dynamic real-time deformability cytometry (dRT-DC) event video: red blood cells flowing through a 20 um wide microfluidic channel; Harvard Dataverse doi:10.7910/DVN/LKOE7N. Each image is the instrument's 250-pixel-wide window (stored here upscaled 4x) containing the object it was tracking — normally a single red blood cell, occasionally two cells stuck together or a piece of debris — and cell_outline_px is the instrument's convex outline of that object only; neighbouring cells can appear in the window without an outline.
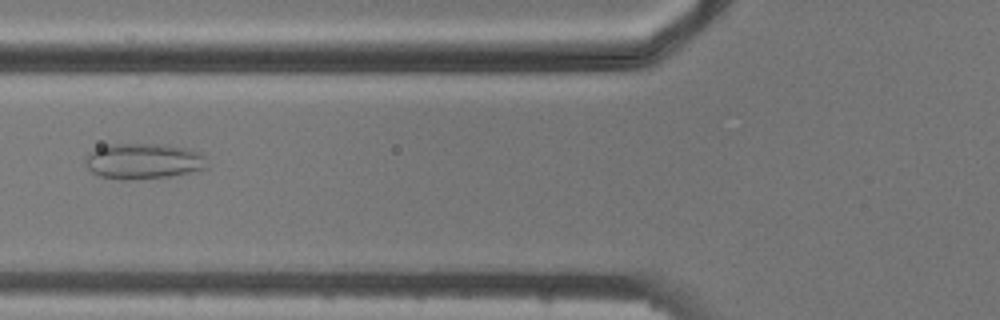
{"species": "common noctule bat (a hibernating species)", "species_latin": "Nyctalus noctula", "temperature_condition": "cold", "stored_images_in_passage": 8, "camera_frame_rate_fps": 3000, "um_per_image_px": 0.085, "animal": {"sex": "male", "body_mass_g": 20.5, "forearm_length_mm": 52.5}, "frame": {"image": 1, "passage_image": 5, "time_ms": 5.667, "image_size_px": [1000, 320], "cell_outline_px": [[208, 168], [168, 176], [128, 180], [120, 180], [100, 176], [92, 172], [84, 164], [84, 160], [88, 152], [108, 144], [160, 144], [184, 148], [200, 152], [204, 156]], "centroid_in_image_um": [12.14, 13.7], "position_along_channel_um": 113.7, "area_um2": 25.26}}
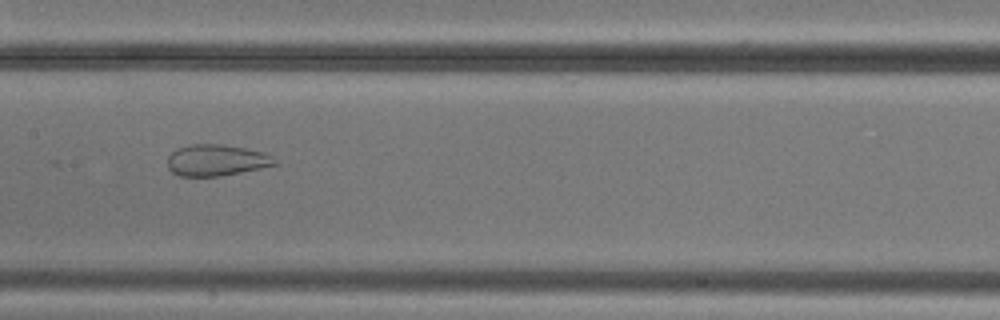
{"frame": {"image": 2, "passage_image": 7, "time_ms": 7.667, "image_size_px": [1000, 320], "cell_outline_px": [[280, 164], [220, 176], [180, 176], [172, 172], [168, 168], [168, 156], [176, 148], [192, 144], [216, 144], [244, 148], [264, 152], [272, 156]], "centroid_in_image_um": [18.39, 13.62], "position_along_channel_um": 189.0, "area_um2": 19.54}}